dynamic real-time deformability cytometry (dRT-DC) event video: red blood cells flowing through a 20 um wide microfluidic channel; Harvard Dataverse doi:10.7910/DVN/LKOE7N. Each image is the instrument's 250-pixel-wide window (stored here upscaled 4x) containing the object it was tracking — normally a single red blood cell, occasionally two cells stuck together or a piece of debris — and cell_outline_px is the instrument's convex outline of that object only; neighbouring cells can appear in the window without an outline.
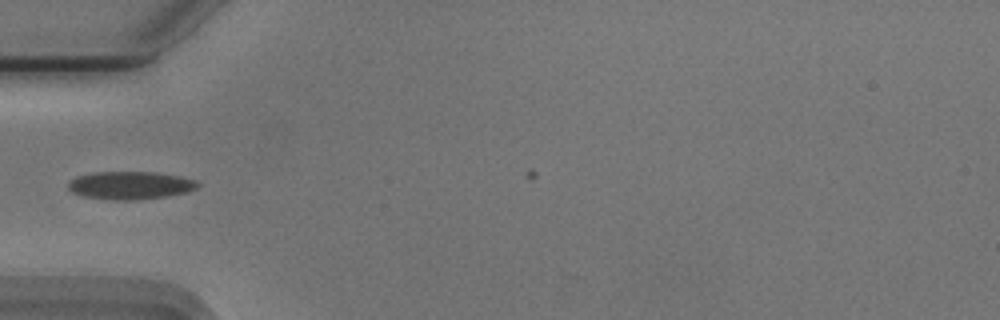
{"species": "Egyptian fruit bat (a non-hibernating species)", "species_latin": "Rousettus aegyptiacus", "temperature_condition": "cold", "stored_images_in_passage": 7, "camera_frame_rate_fps": 3000, "um_per_image_px": 0.085, "animal": {"sex": "male"}, "frame": {"image": 1, "passage_image": 1, "time_ms": 0.0, "image_size_px": [1000, 320], "cell_outline_px": [[200, 184], [196, 188], [188, 192], [168, 196], [140, 200], [108, 200], [84, 196], [72, 192], [68, 188], [68, 180], [76, 176], [92, 172], [156, 172], [180, 176], [196, 180]], "centroid_in_image_um": [11.06, 15.75], "position_along_channel_um": 73.9, "area_um2": 21.39}}
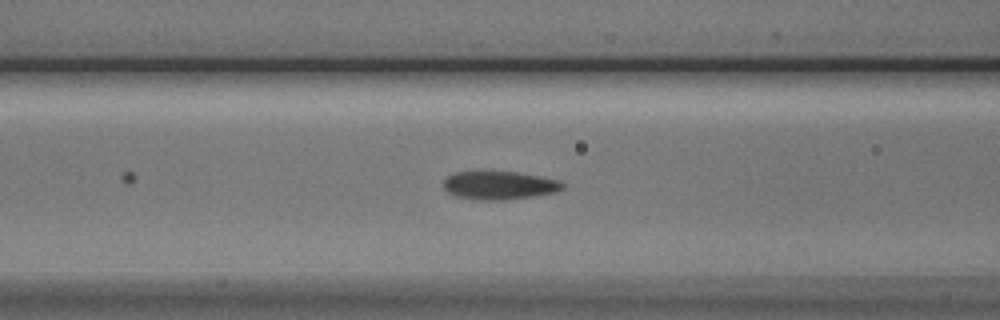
{"frame": {"image": 2, "passage_image": 5, "time_ms": 1.333, "image_size_px": [1000, 320], "cell_outline_px": [[564, 188], [556, 192], [508, 200], [480, 200], [456, 196], [448, 192], [444, 188], [444, 180], [448, 176], [456, 172], [516, 172], [560, 180], [564, 184]], "centroid_in_image_um": [42.46, 15.76], "position_along_channel_um": 124.1, "area_um2": 19.48}}